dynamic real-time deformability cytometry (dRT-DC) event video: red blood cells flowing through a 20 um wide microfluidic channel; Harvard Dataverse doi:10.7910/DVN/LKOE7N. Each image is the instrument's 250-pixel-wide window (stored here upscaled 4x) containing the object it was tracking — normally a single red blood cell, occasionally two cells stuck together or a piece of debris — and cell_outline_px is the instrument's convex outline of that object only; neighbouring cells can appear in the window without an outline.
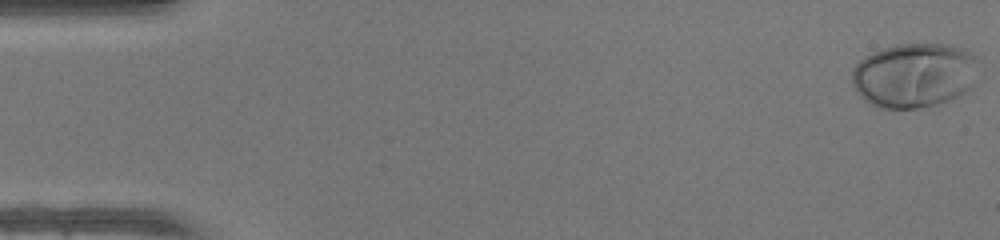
{"species": "human", "species_latin": "Homo sapiens", "temperature_condition": "warm", "stored_images_in_passage": 49, "camera_frame_rate_fps": 3000, "um_per_image_px": 0.085, "donor": {"sex": "female"}, "frame": {"image": 1, "passage_image": 1, "time_ms": 0.0, "image_size_px": [1000, 240], "cell_outline_px": [[980, 60], [976, 80], [972, 88], [948, 100], [936, 104], [920, 108], [884, 108], [872, 104], [864, 100], [856, 92], [852, 84], [852, 68], [864, 56], [872, 52], [896, 44], [948, 44], [972, 52]], "centroid_in_image_um": [77.74, 6.38], "position_along_channel_um": 7.3, "area_um2": 48.21}}
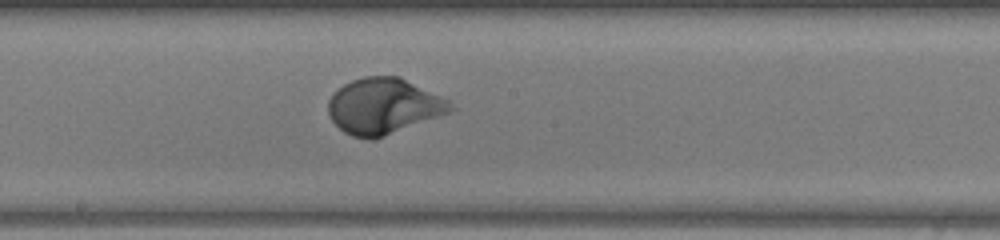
{"frame": {"image": 2, "passage_image": 27, "time_ms": 8.667, "image_size_px": [1000, 240], "cell_outline_px": [[456, 108], [448, 112], [384, 136], [372, 140], [368, 140], [352, 136], [344, 132], [332, 120], [328, 112], [328, 100], [336, 88], [352, 80], [364, 76], [400, 76], [448, 100]], "centroid_in_image_um": [32.56, 9.01], "position_along_channel_um": 215.6, "area_um2": 39.48}}
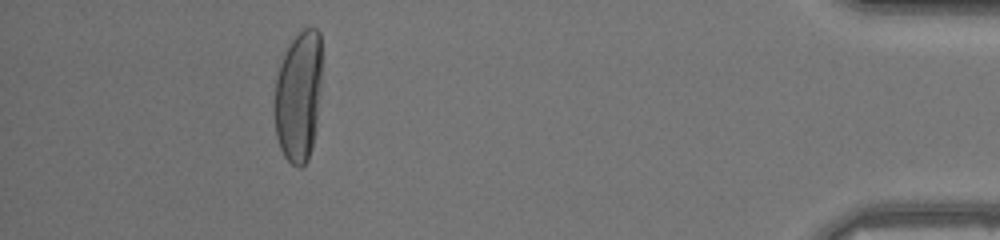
{"frame": {"image": 3, "passage_image": 45, "time_ms": 14.667, "image_size_px": [1000, 240], "cell_outline_px": [[320, 80], [316, 132], [312, 148], [308, 160], [300, 168], [296, 168], [284, 156], [280, 148], [276, 136], [276, 76], [284, 52], [288, 44], [304, 28], [316, 28], [320, 32]], "centroid_in_image_um": [25.38, 8.2], "position_along_channel_um": 409.8, "area_um2": 35.89}, "authors_computed_cell_mechanics": {"area_um2": 38.8994, "velocity_mm_per_s": 4.2342, "shape_relaxation_time_tau1_ms": 3.1782, "shape_relaxation_time_tau2_ms": null, "deformation_change_tau1": 0.2254, "deformation_change_tau2": null}}